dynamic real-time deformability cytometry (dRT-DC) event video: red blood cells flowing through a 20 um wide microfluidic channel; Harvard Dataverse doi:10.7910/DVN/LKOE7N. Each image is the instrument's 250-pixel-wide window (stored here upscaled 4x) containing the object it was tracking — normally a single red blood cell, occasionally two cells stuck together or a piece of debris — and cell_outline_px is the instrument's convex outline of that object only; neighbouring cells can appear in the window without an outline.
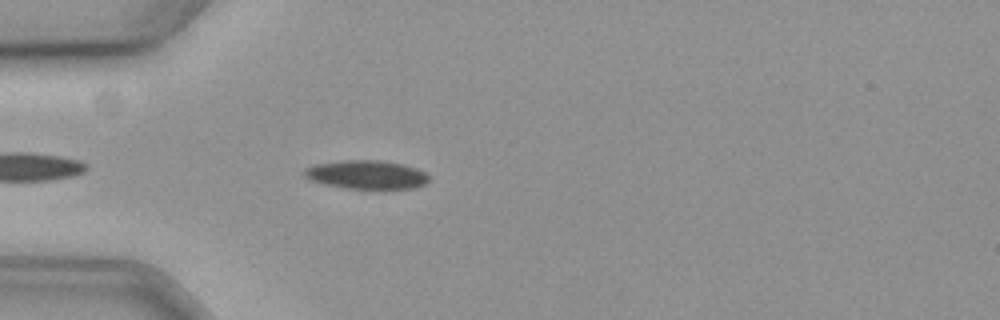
{"species": "common noctule bat (a hibernating species)", "species_latin": "Nyctalus noctula", "temperature_condition": "cold", "stored_images_in_passage": 22, "camera_frame_rate_fps": 3000, "um_per_image_px": 0.085, "animal": {"sex": "female", "body_mass_g": 19.3, "forearm_length_mm": 54.1}, "frame": {"image": 1, "passage_image": 4, "time_ms": 1.0, "image_size_px": [1000, 320], "cell_outline_px": [[428, 180], [424, 184], [412, 188], [348, 188], [328, 184], [312, 180], [304, 176], [304, 168], [316, 164], [340, 160], [380, 160], [400, 164], [416, 168], [424, 172], [428, 176]], "centroid_in_image_um": [31.14, 14.83], "position_along_channel_um": 53.9, "area_um2": 20.35}}
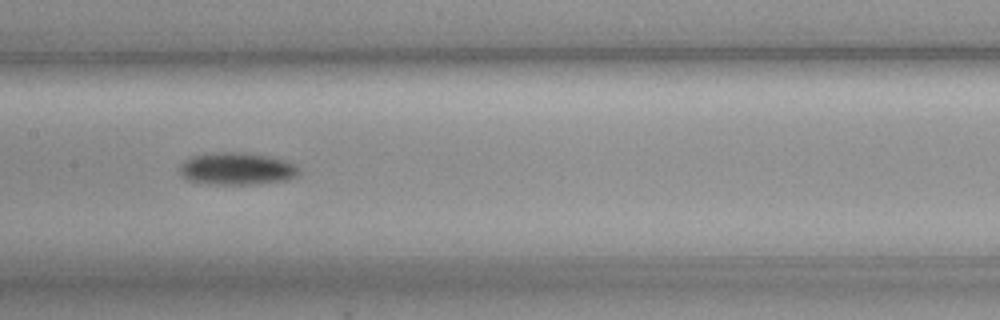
{"frame": {"image": 2, "passage_image": 16, "time_ms": 5.0, "image_size_px": [1000, 320], "cell_outline_px": [[300, 172], [296, 176], [288, 180], [252, 184], [200, 184], [188, 180], [180, 172], [180, 164], [184, 160], [192, 156], [212, 152], [244, 152], [268, 156], [284, 160], [292, 164]], "centroid_in_image_um": [20.08, 14.34], "position_along_channel_um": 187.3, "area_um2": 22.48}}